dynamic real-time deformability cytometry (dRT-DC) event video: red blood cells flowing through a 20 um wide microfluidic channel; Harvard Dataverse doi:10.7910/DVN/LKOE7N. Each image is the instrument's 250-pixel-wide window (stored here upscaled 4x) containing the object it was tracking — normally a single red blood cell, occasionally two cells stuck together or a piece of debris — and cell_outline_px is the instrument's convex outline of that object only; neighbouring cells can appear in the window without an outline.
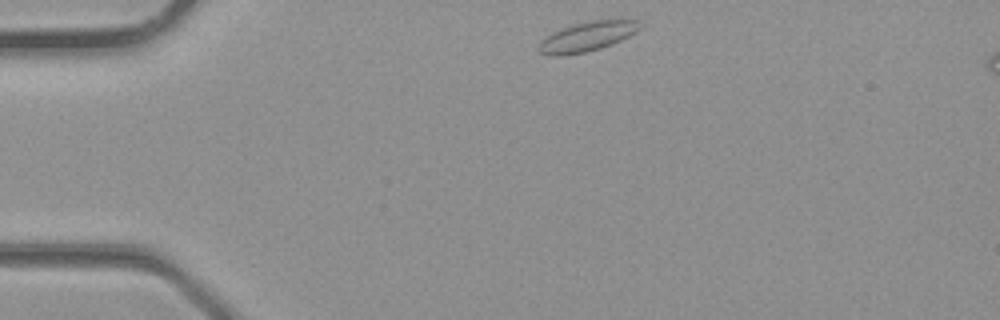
{"species": "common noctule bat (a hibernating species)", "species_latin": "Nyctalus noctula", "temperature_condition": "room temperature", "stored_images_in_passage": 29, "camera_frame_rate_fps": 3000, "um_per_image_px": 0.085, "animal": {"sex": "male", "body_mass_g": 23.1, "forearm_length_mm": 52.7}, "frame": {"image": 1, "passage_image": 1, "time_ms": 0.0, "image_size_px": [1000, 320], "cell_outline_px": [[640, 28], [636, 32], [612, 44], [600, 48], [584, 52], [564, 56], [548, 56], [540, 52], [536, 48], [540, 40], [552, 32], [560, 28], [572, 24], [592, 20], [636, 20]], "centroid_in_image_um": [49.81, 3.12], "position_along_channel_um": 35.2, "area_um2": 17.46}}
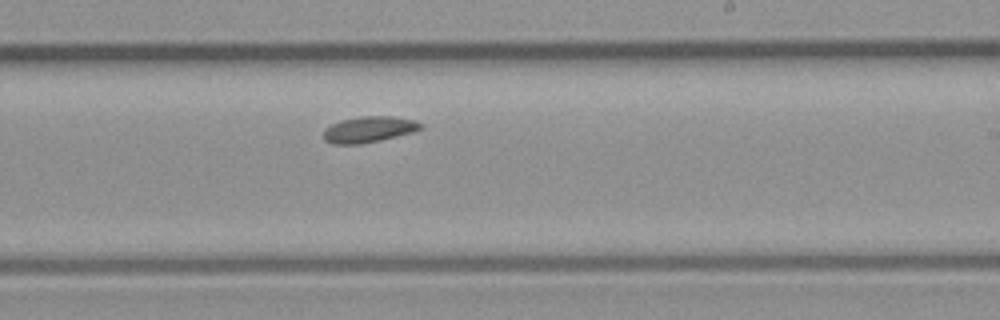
{"frame": {"image": 2, "passage_image": 15, "time_ms": 4.667, "image_size_px": [1000, 320], "cell_outline_px": [[424, 128], [412, 132], [380, 140], [360, 144], [332, 144], [324, 140], [324, 132], [332, 124], [340, 120], [360, 116], [392, 116], [416, 120], [424, 124]], "centroid_in_image_um": [31.4, 10.99], "position_along_channel_um": 257.6, "area_um2": 14.74}}
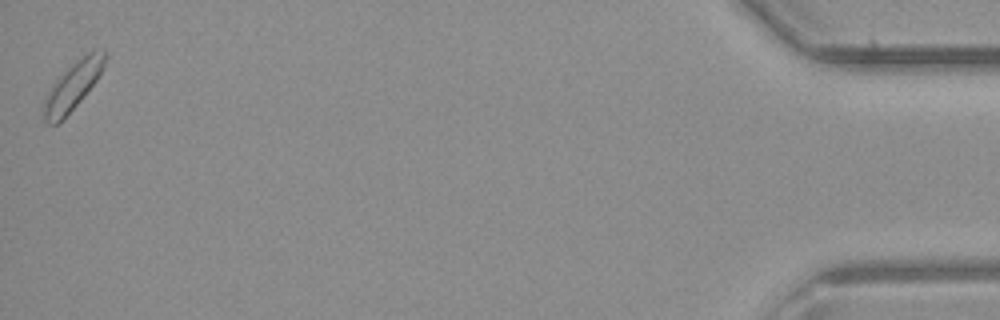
{"frame": {"image": 3, "passage_image": 29, "time_ms": 9.333, "image_size_px": [1000, 320], "cell_outline_px": [[108, 56], [104, 68], [96, 80], [80, 100], [56, 124], [48, 124], [44, 120], [44, 100], [52, 84], [76, 60], [88, 52], [104, 48], [108, 52]], "centroid_in_image_um": [6.24, 7.23], "position_along_channel_um": 429.0, "area_um2": 16.7}}